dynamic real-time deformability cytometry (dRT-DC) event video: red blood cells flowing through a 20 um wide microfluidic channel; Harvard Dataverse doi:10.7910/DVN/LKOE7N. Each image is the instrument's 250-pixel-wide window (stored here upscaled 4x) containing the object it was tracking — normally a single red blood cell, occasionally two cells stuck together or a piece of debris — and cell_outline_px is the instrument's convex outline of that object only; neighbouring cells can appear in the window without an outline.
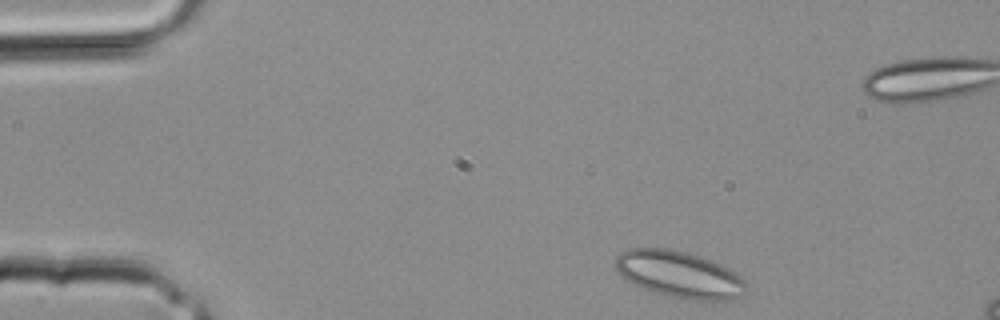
{"species": "common noctule bat (a hibernating species)", "species_latin": "Nyctalus noctula", "temperature_condition": "room temperature", "stored_images_in_passage": 30, "camera_frame_rate_fps": 3000, "um_per_image_px": 0.085, "animal": {"sex": "male", "body_mass_g": 20.4}, "frame": {"image": 1, "passage_image": 1, "time_ms": 0.0, "image_size_px": [1000, 320], "cell_outline_px": [[748, 288], [744, 296], [732, 300], [692, 300], [672, 296], [640, 288], [620, 276], [616, 268], [616, 256], [620, 252], [628, 248], [668, 248], [688, 252], [712, 260], [728, 268], [740, 276], [748, 284]], "centroid_in_image_um": [57.77, 23.32], "position_along_channel_um": 27.2, "area_um2": 35.89}}
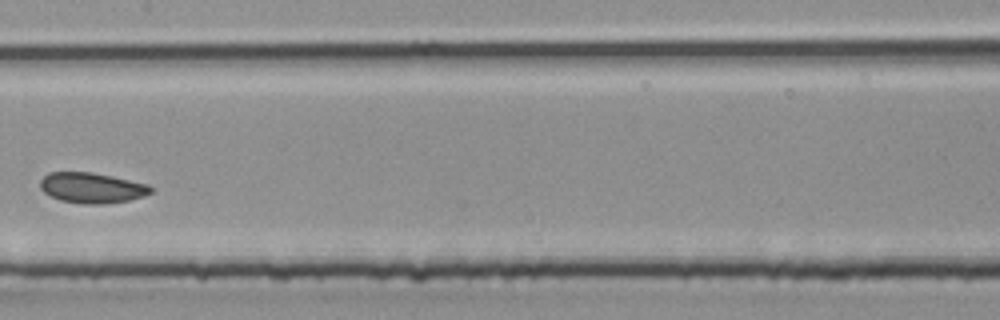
{"frame": {"image": 2, "passage_image": 13, "time_ms": 4.0, "image_size_px": [1000, 320], "cell_outline_px": [[152, 192], [144, 196], [128, 200], [104, 204], [80, 204], [60, 200], [44, 192], [40, 188], [40, 180], [48, 172], [92, 172], [112, 176], [148, 184], [152, 188]], "centroid_in_image_um": [7.8, 15.96], "position_along_channel_um": 199.6, "area_um2": 19.65}}
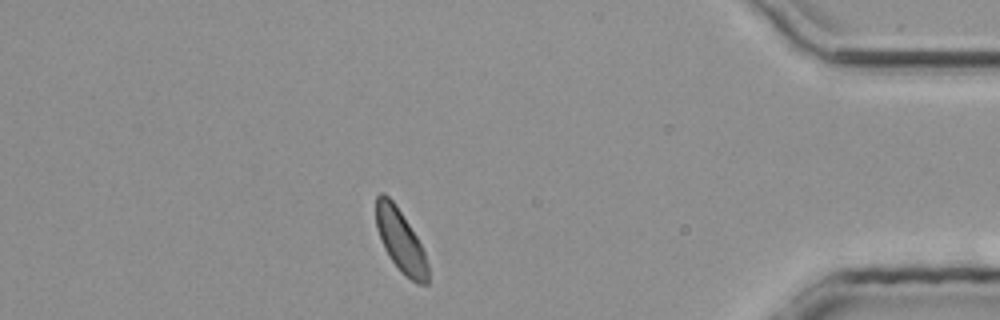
{"frame": {"image": 3, "passage_image": 25, "time_ms": 8.0, "image_size_px": [1000, 320], "cell_outline_px": [[428, 284], [416, 284], [404, 276], [400, 272], [388, 256], [384, 248], [376, 228], [376, 196], [380, 192], [384, 192], [392, 200], [416, 236], [424, 252], [428, 264]], "centroid_in_image_um": [34.03, 20.5], "position_along_channel_um": 401.2, "area_um2": 18.9}}